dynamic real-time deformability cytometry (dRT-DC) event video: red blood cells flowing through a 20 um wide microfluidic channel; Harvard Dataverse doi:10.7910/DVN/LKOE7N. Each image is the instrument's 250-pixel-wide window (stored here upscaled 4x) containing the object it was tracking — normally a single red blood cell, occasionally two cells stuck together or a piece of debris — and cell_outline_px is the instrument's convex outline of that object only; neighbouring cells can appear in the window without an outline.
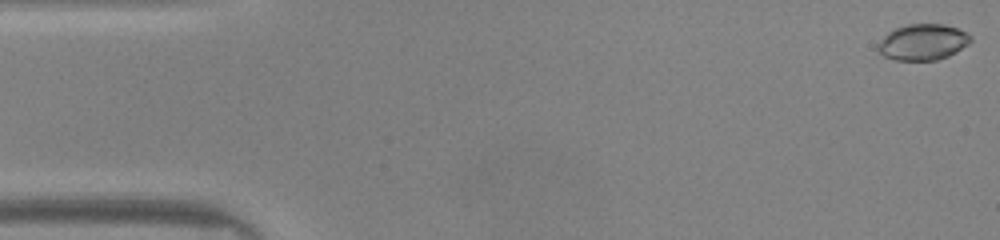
{"species": "common noctule bat (a hibernating species)", "species_latin": "Nyctalus noctula", "temperature_condition": "warm", "stored_images_in_passage": 48, "camera_frame_rate_fps": 3000, "um_per_image_px": 0.085, "animal": {"sex": "male", "body_mass_g": 20.0, "forearm_length_mm": 53.3}, "frame": {"image": 1, "passage_image": 1, "time_ms": 0.0, "image_size_px": [1000, 240], "cell_outline_px": [[972, 40], [968, 44], [956, 52], [948, 56], [936, 60], [896, 60], [884, 56], [876, 48], [884, 36], [888, 32], [896, 28], [908, 24], [944, 24], [956, 28], [972, 36]], "centroid_in_image_um": [78.45, 3.58], "position_along_channel_um": 6.6, "area_um2": 19.31}}
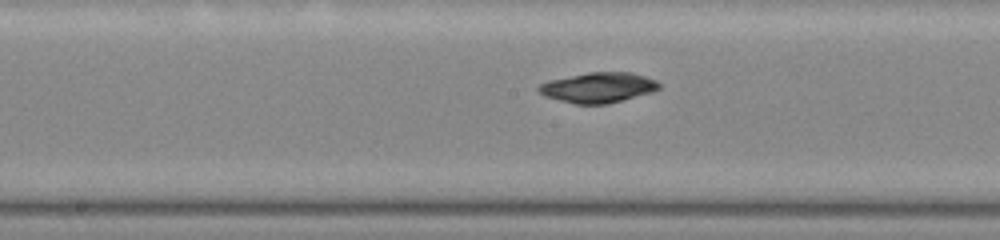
{"frame": {"image": 2, "passage_image": 24, "time_ms": 7.667, "image_size_px": [1000, 240], "cell_outline_px": [[660, 88], [652, 92], [604, 104], [576, 104], [544, 96], [536, 88], [540, 84], [548, 80], [588, 72], [632, 72], [656, 80], [660, 84]], "centroid_in_image_um": [50.83, 7.43], "position_along_channel_um": 197.4, "area_um2": 21.04}}
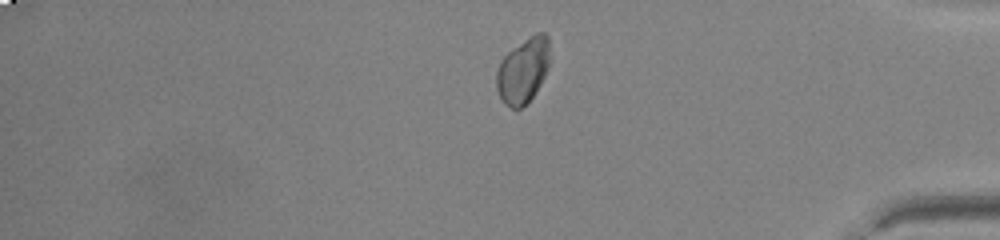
{"frame": {"image": 3, "passage_image": 40, "time_ms": 13.0, "image_size_px": [1000, 240], "cell_outline_px": [[548, 64], [544, 76], [540, 84], [532, 96], [520, 108], [512, 108], [504, 104], [496, 88], [496, 72], [500, 60], [508, 52], [524, 40], [536, 32], [544, 32], [548, 36]], "centroid_in_image_um": [44.43, 5.98], "position_along_channel_um": 390.8, "area_um2": 19.88}, "authors_computed_cell_mechanics": {"area_um2": 20.6635, "velocity_mm_per_s": 4.176, "shape_relaxation_time_tau1_ms": 1.6841, "shape_relaxation_time_tau2_ms": 4.1975, "deformation_change_tau1": 0.0418, "deformation_change_tau2": 0.0289}}